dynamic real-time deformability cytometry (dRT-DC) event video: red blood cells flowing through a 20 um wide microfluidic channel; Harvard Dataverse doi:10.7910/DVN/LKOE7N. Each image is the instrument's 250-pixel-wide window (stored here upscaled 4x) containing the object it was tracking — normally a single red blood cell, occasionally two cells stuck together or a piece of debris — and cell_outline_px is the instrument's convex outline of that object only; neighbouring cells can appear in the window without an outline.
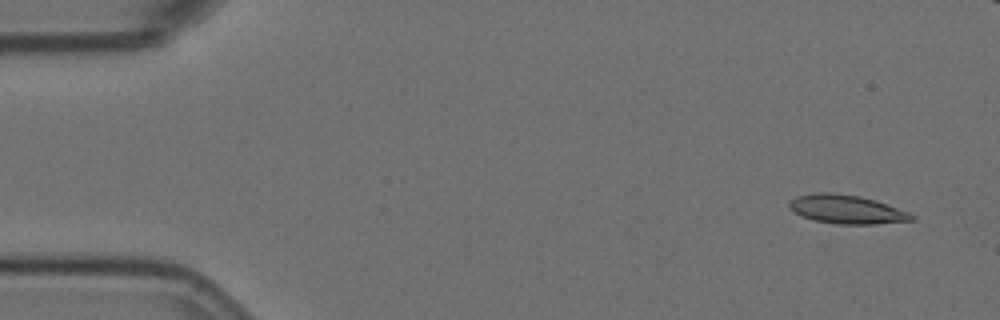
{"species": "Egyptian fruit bat (a non-hibernating species)", "species_latin": "Rousettus aegyptiacus", "temperature_condition": "room temperature", "stored_images_in_passage": 9, "camera_frame_rate_fps": 3000, "um_per_image_px": 0.085, "animal": {"sex": "female"}, "frame": {"image": 1, "passage_image": 1, "time_ms": 0.0, "image_size_px": [1000, 320], "cell_outline_px": [[916, 220], [876, 224], [836, 224], [812, 220], [800, 216], [792, 212], [788, 208], [788, 204], [796, 196], [816, 192], [828, 192], [860, 196], [876, 200], [908, 212], [916, 216]], "centroid_in_image_um": [71.94, 17.8], "position_along_channel_um": 13.1, "area_um2": 20.75}}
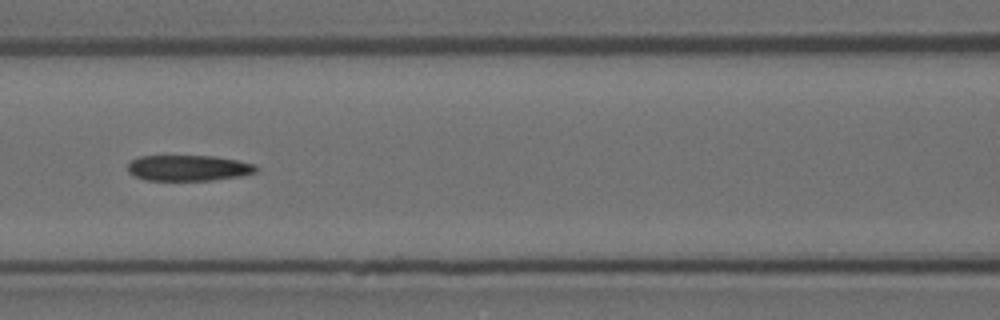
{"frame": {"image": 2, "passage_image": 7, "time_ms": 2.0, "image_size_px": [1000, 320], "cell_outline_px": [[260, 168], [256, 172], [240, 176], [212, 180], [144, 180], [132, 176], [128, 172], [128, 164], [132, 160], [140, 156], [212, 156], [236, 160], [256, 164]], "centroid_in_image_um": [16.01, 14.28], "position_along_channel_um": 150.6, "area_um2": 19.36}}
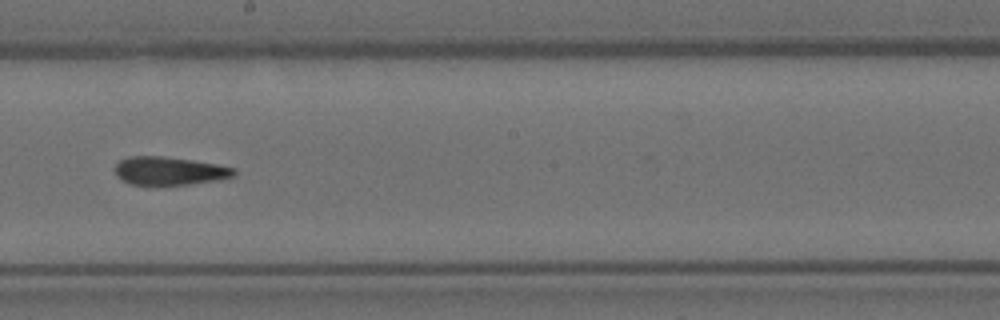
{"frame": {"image": 3, "passage_image": 9, "time_ms": 2.667, "image_size_px": [1000, 320], "cell_outline_px": [[236, 176], [220, 180], [188, 184], [128, 184], [120, 180], [116, 176], [116, 164], [120, 160], [132, 156], [160, 156], [192, 160], [216, 164], [236, 168]], "centroid_in_image_um": [14.43, 14.53], "position_along_channel_um": 233.8, "area_um2": 19.54}}